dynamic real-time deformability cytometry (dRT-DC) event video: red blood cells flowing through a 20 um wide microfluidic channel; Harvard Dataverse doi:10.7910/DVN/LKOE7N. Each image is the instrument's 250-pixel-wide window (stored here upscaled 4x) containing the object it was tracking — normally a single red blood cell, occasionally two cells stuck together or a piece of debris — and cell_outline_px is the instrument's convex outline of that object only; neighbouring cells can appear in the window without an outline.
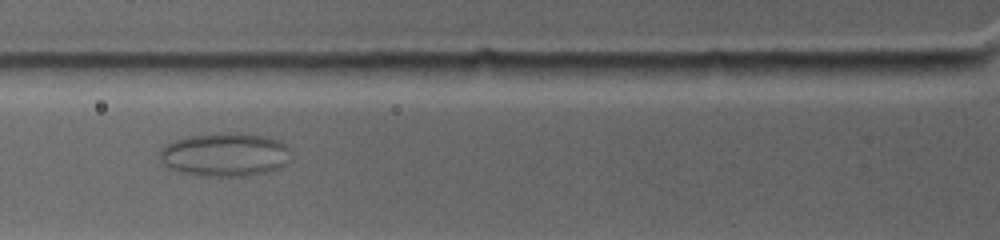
{"species": "common noctule bat (a hibernating species)", "species_latin": "Nyctalus noctula", "temperature_condition": "warm", "stored_images_in_passage": 38, "camera_frame_rate_fps": 4500, "um_per_image_px": 0.085, "animal": {"sex": "female", "body_mass_g": 19.0, "forearm_length_mm": 53.3}, "frame": {"image": 1, "passage_image": 8, "time_ms": 2.444, "image_size_px": [1000, 240], "cell_outline_px": [[280, 164], [276, 168], [264, 172], [248, 176], [200, 176], [184, 172], [172, 168], [164, 160], [164, 148], [168, 144], [192, 136], [220, 132], [236, 132], [260, 136], [272, 140], [280, 144]], "centroid_in_image_um": [19.0, 13.15], "position_along_channel_um": 106.8, "area_um2": 30.75}}
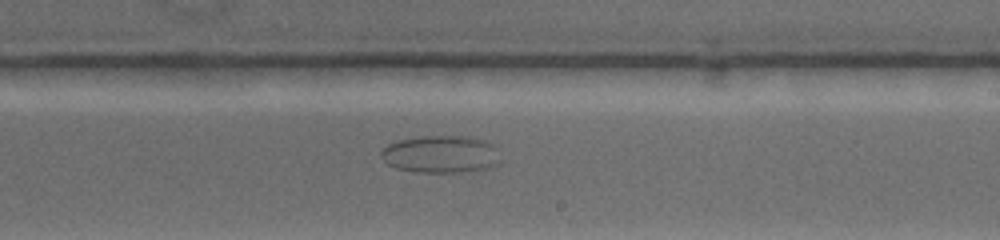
{"frame": {"image": 2, "passage_image": 21, "time_ms": 7.111, "image_size_px": [1000, 240], "cell_outline_px": [[496, 164], [484, 168], [460, 172], [416, 172], [396, 168], [388, 164], [384, 160], [384, 148], [388, 144], [400, 140], [424, 136], [460, 136], [476, 140], [488, 144]], "centroid_in_image_um": [37.3, 13.12], "position_along_channel_um": 251.7, "area_um2": 24.39}}
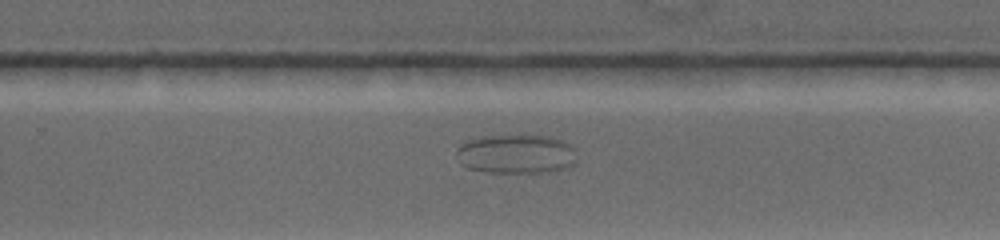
{"frame": {"image": 3, "passage_image": 24, "time_ms": 8.222, "image_size_px": [1000, 240], "cell_outline_px": [[576, 160], [572, 164], [556, 172], [484, 172], [468, 168], [464, 164], [456, 152], [464, 144], [476, 140], [496, 136], [540, 136], [556, 140], [572, 148]], "centroid_in_image_um": [43.9, 13.14], "position_along_channel_um": 285.9, "area_um2": 26.07}}